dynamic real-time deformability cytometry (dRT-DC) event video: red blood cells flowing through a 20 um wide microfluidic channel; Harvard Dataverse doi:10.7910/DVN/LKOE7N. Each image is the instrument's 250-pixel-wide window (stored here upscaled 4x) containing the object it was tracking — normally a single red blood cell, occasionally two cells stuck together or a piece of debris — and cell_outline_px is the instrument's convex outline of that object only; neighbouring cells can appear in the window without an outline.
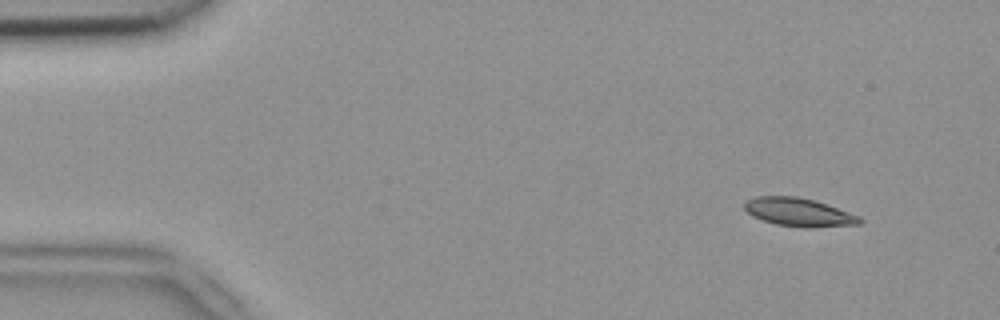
{"species": "common noctule bat (a hibernating species)", "species_latin": "Nyctalus noctula", "temperature_condition": "room temperature", "stored_images_in_passage": 51, "camera_frame_rate_fps": 3000, "um_per_image_px": 0.085, "animal": {"sex": "female", "body_mass_g": 18.4}, "frame": {"image": 1, "passage_image": 4, "time_ms": 1.0, "image_size_px": [1000, 320], "cell_outline_px": [[864, 220], [860, 224], [776, 224], [752, 216], [744, 208], [744, 204], [748, 200], [756, 196], [796, 196], [812, 200], [860, 216]], "centroid_in_image_um": [67.8, 17.97], "position_along_channel_um": 17.2, "area_um2": 17.51}}
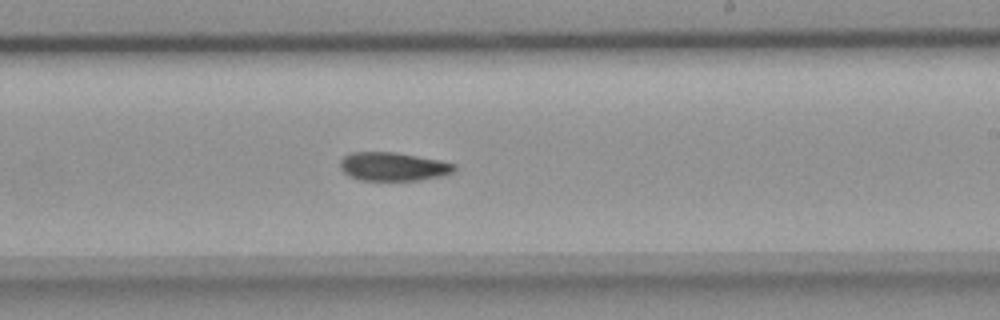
{"frame": {"image": 2, "passage_image": 30, "time_ms": 9.667, "image_size_px": [1000, 320], "cell_outline_px": [[456, 168], [452, 172], [440, 176], [416, 180], [360, 180], [344, 172], [340, 168], [340, 160], [344, 156], [352, 152], [392, 152], [440, 160], [456, 164]], "centroid_in_image_um": [33.41, 14.15], "position_along_channel_um": 255.6, "area_um2": 18.73}}
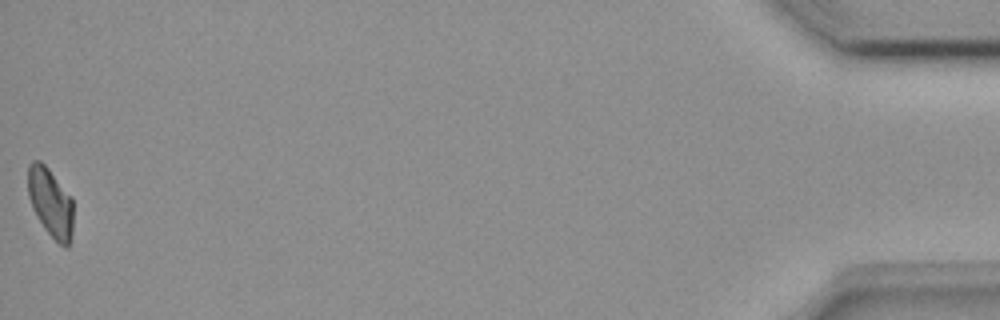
{"frame": {"image": 3, "passage_image": 51, "time_ms": 16.667, "image_size_px": [1000, 320], "cell_outline_px": [[72, 236], [68, 248], [64, 248], [44, 228], [36, 216], [32, 208], [28, 196], [28, 164], [32, 160], [40, 160], [48, 168], [72, 196]], "centroid_in_image_um": [4.29, 17.2], "position_along_channel_um": 430.9, "area_um2": 18.38}, "authors_computed_cell_mechanics": {"area_um2": 19.3052, "velocity_mm_per_s": 3.9001, "shape_relaxation_time_tau1_ms": 7.2233, "shape_relaxation_time_tau2_ms": null, "deformation_change_tau1": 0.1516, "deformation_change_tau2": null}}